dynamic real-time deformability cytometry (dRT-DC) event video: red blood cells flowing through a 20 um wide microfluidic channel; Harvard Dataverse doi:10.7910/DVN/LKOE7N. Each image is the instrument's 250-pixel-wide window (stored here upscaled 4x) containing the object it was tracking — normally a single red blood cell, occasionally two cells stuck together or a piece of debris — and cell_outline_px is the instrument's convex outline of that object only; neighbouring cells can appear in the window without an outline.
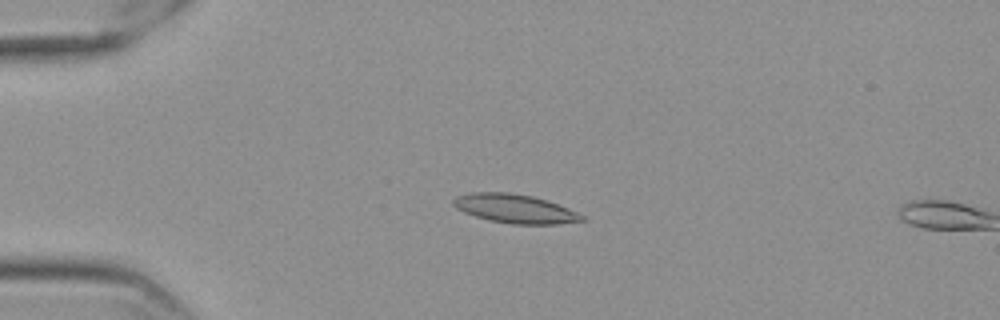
{"species": "Egyptian fruit bat (a non-hibernating species)", "species_latin": "Rousettus aegyptiacus", "temperature_condition": "cold", "stored_images_in_passage": 17, "camera_frame_rate_fps": 3000, "um_per_image_px": 0.085, "frame": {"image": 1, "passage_image": 15, "time_ms": 4.667, "image_size_px": [1000, 320], "cell_outline_px": [[588, 220], [556, 224], [512, 224], [488, 220], [464, 212], [456, 208], [452, 204], [452, 200], [456, 196], [468, 192], [508, 192], [532, 196], [548, 200], [568, 208], [584, 216]], "centroid_in_image_um": [43.76, 17.73], "position_along_channel_um": 41.2, "area_um2": 21.73}}